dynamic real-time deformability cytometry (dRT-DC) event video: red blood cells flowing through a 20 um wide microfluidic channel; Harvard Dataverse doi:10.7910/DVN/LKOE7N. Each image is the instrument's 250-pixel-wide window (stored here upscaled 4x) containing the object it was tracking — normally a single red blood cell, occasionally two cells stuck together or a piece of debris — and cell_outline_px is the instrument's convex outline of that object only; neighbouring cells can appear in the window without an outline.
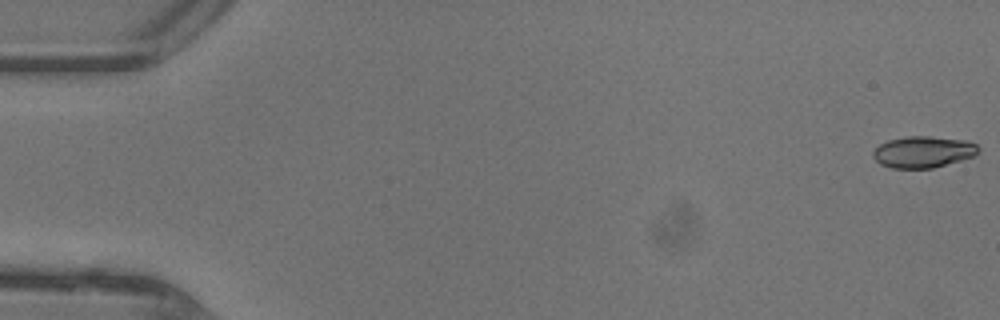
{"species": "common noctule bat (a hibernating species)", "species_latin": "Nyctalus noctula", "temperature_condition": "warm", "stored_images_in_passage": 5, "camera_frame_rate_fps": 3000, "um_per_image_px": 0.085, "animal": {"sex": "female"}, "frame": {"image": 1, "passage_image": 1, "time_ms": 0.0, "image_size_px": [1000, 320], "cell_outline_px": [[980, 152], [976, 156], [932, 168], [892, 168], [880, 164], [872, 156], [872, 152], [880, 144], [888, 140], [908, 136], [932, 136], [964, 140], [976, 144], [980, 148]], "centroid_in_image_um": [78.49, 12.91], "position_along_channel_um": 6.5, "area_um2": 19.42}}